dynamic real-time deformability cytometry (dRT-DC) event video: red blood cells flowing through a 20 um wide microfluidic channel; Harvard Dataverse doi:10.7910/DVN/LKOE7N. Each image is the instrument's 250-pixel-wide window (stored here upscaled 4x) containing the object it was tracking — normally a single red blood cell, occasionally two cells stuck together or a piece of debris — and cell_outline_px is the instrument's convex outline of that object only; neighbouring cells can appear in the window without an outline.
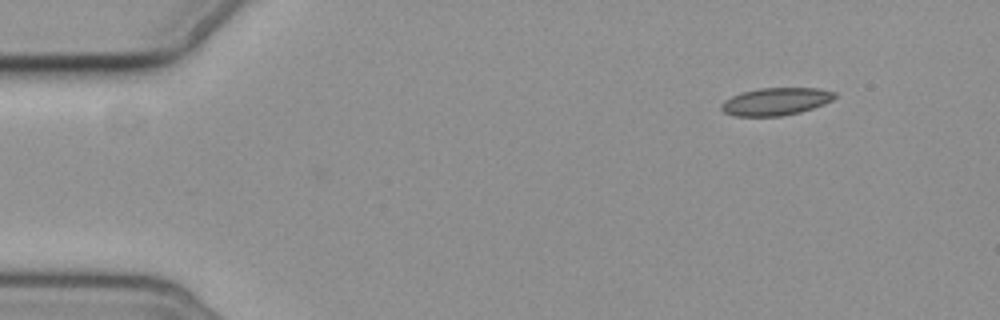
{"species": "common noctule bat (a hibernating species)", "species_latin": "Nyctalus noctula", "temperature_condition": "cold", "stored_images_in_passage": 4, "camera_frame_rate_fps": 3000, "um_per_image_px": 0.085, "animal": {"sex": "female", "body_mass_g": 19.3, "forearm_length_mm": 54.1}, "frame": {"image": 1, "passage_image": 1, "time_ms": 0.0, "image_size_px": [1000, 320], "cell_outline_px": [[836, 96], [832, 100], [824, 104], [800, 112], [780, 116], [736, 116], [724, 112], [720, 108], [720, 104], [724, 100], [732, 96], [756, 88], [820, 88], [836, 92]], "centroid_in_image_um": [65.94, 8.62], "position_along_channel_um": 19.1, "area_um2": 18.21}}
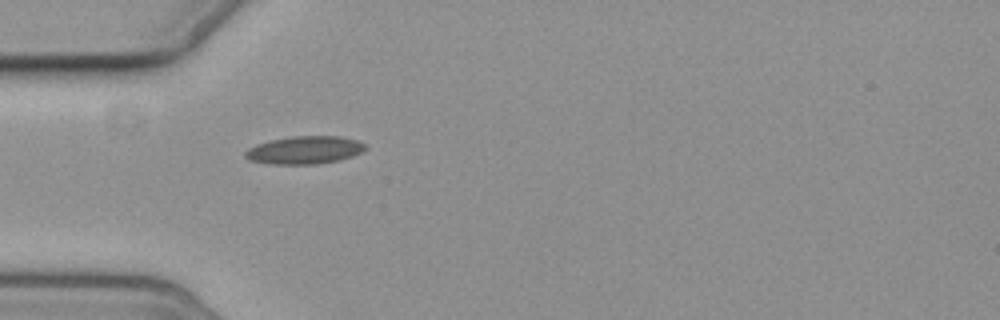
{"frame": {"image": 2, "passage_image": 4, "time_ms": 3.667, "image_size_px": [1000, 320], "cell_outline_px": [[368, 144], [360, 152], [352, 156], [340, 160], [316, 164], [268, 164], [248, 160], [244, 156], [244, 152], [248, 148], [256, 144], [268, 140], [292, 136], [340, 136], [356, 140]], "centroid_in_image_um": [25.84, 12.75], "position_along_channel_um": 59.2, "area_um2": 19.65}}